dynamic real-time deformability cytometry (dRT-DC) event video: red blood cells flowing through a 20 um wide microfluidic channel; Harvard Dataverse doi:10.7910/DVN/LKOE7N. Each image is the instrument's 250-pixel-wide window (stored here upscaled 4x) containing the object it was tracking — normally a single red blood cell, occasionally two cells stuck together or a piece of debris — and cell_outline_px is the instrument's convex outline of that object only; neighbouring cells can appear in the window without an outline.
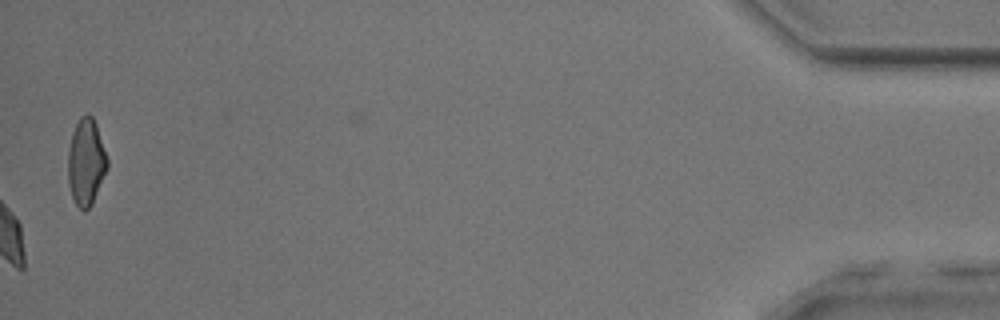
{"species": "common noctule bat (a hibernating species)", "species_latin": "Nyctalus noctula", "temperature_condition": "room temperature", "stored_images_in_passage": 53, "camera_frame_rate_fps": 3000, "um_per_image_px": 0.085, "animal": {"sex": "male", "body_mass_g": 17.9, "forearm_length_mm": 54.2}, "frame": {"image": 1, "passage_image": 53, "time_ms": 17.333, "image_size_px": [1000, 320], "cell_outline_px": [[108, 168], [92, 204], [84, 212], [76, 204], [72, 196], [68, 184], [68, 152], [72, 132], [80, 116], [88, 112], [92, 116], [96, 124], [108, 160]], "centroid_in_image_um": [7.31, 13.76], "position_along_channel_um": 427.9, "area_um2": 19.88}, "authors_computed_cell_mechanics": {"area_um2": 22.9466, "velocity_mm_per_s": 3.8253, "shape_relaxation_time_tau1_ms": 5.3828, "shape_relaxation_time_tau2_ms": 2.169, "deformation_change_tau1": 0.1539, "deformation_change_tau2": 0.0788}}